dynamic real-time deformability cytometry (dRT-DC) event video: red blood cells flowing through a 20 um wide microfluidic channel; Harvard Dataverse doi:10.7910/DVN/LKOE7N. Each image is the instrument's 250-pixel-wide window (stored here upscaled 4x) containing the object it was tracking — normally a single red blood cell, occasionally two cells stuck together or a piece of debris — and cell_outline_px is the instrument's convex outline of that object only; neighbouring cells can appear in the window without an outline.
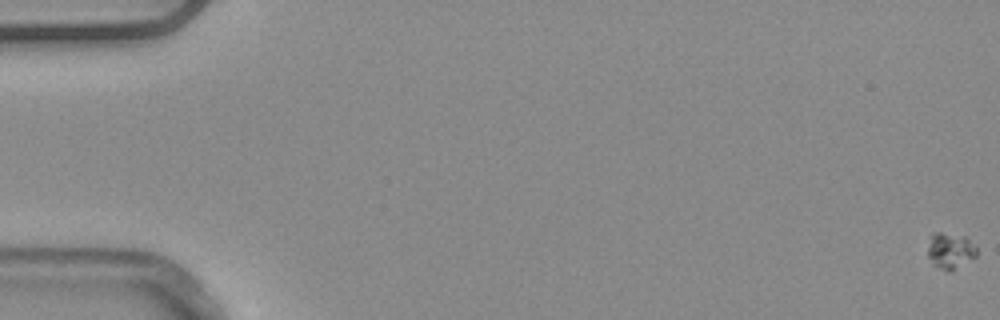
{"species": "common noctule bat (a hibernating species)", "species_latin": "Nyctalus noctula", "temperature_condition": "warm", "stored_images_in_passage": 55, "camera_frame_rate_fps": 3000, "um_per_image_px": 0.085, "animal": {"sex": "male", "body_mass_g": 20.4}, "frame": {"image": 1, "passage_image": 1, "time_ms": 0.0, "image_size_px": [1000, 320], "cell_outline_px": [[976, 256], [952, 272], [948, 272], [932, 264], [928, 256], [928, 236], [932, 232], [940, 232], [964, 236], [976, 244]], "centroid_in_image_um": [80.75, 21.3], "position_along_channel_um": 4.2, "area_um2": 10.58}}